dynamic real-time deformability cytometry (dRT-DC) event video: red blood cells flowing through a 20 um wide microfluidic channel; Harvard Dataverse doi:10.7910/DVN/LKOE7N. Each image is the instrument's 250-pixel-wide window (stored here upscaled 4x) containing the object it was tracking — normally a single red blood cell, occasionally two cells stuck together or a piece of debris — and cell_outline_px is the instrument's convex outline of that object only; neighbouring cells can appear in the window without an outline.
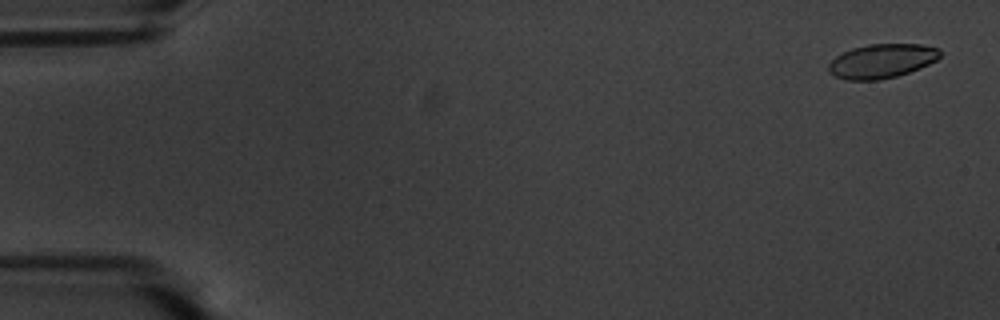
{"species": "common noctule bat (a hibernating species)", "species_latin": "Nyctalus noctula", "temperature_condition": "warm", "stored_images_in_passage": 58, "camera_frame_rate_fps": 3000, "um_per_image_px": 0.085, "animal": {"sex": "male", "body_mass_g": 20.1, "forearm_length_mm": 53.5}, "frame": {"image": 1, "passage_image": 3, "time_ms": 0.667, "image_size_px": [1000, 320], "cell_outline_px": [[940, 56], [936, 60], [920, 68], [896, 76], [880, 80], [844, 80], [828, 72], [828, 64], [836, 56], [852, 48], [868, 44], [920, 44], [940, 48]], "centroid_in_image_um": [74.94, 5.19], "position_along_channel_um": 10.1, "area_um2": 22.2}}
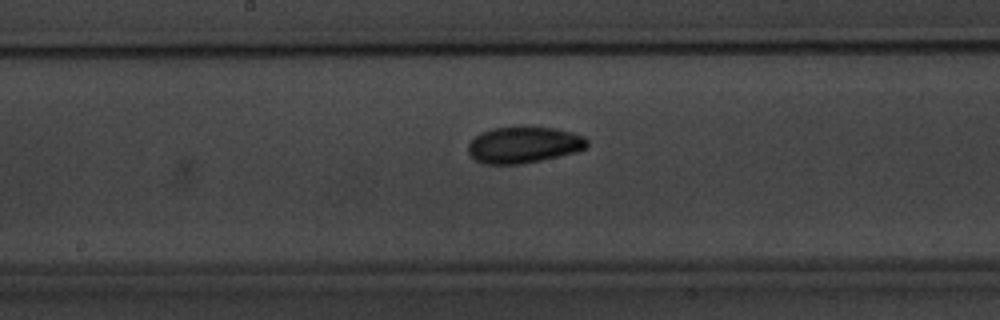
{"frame": {"image": 2, "passage_image": 31, "time_ms": 10.0, "image_size_px": [1000, 320], "cell_outline_px": [[588, 148], [576, 152], [540, 160], [520, 164], [484, 164], [476, 160], [468, 152], [468, 144], [480, 132], [492, 128], [556, 128], [572, 132], [584, 136], [588, 140]], "centroid_in_image_um": [44.54, 12.32], "position_along_channel_um": 203.7, "area_um2": 24.97}}
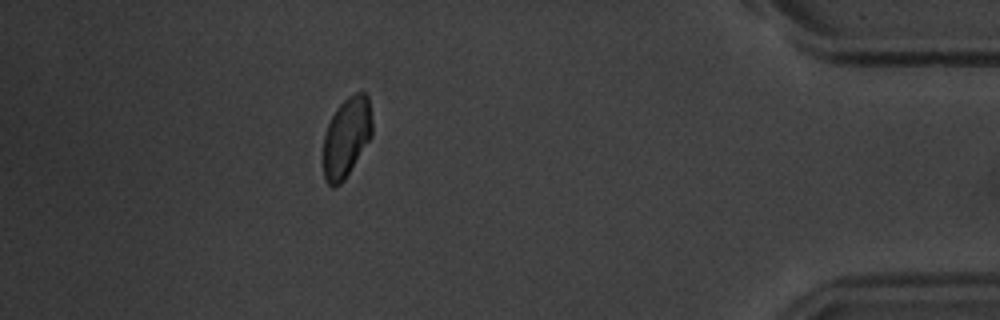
{"frame": {"image": 3, "passage_image": 52, "time_ms": 17.0, "image_size_px": [1000, 320], "cell_outline_px": [[372, 136], [344, 180], [336, 188], [332, 188], [324, 180], [324, 136], [328, 124], [336, 108], [348, 96], [356, 92], [364, 92], [368, 96], [372, 120]], "centroid_in_image_um": [29.46, 11.67], "position_along_channel_um": 405.7, "area_um2": 22.77}, "authors_computed_cell_mechanics": {"area_um2": 23.3801, "velocity_mm_per_s": 3.54, "shape_relaxation_time_tau1_ms": 2.8718, "shape_relaxation_time_tau2_ms": 1.9263, "deformation_change_tau1": 0.1132, "deformation_change_tau2": 0.0363}}